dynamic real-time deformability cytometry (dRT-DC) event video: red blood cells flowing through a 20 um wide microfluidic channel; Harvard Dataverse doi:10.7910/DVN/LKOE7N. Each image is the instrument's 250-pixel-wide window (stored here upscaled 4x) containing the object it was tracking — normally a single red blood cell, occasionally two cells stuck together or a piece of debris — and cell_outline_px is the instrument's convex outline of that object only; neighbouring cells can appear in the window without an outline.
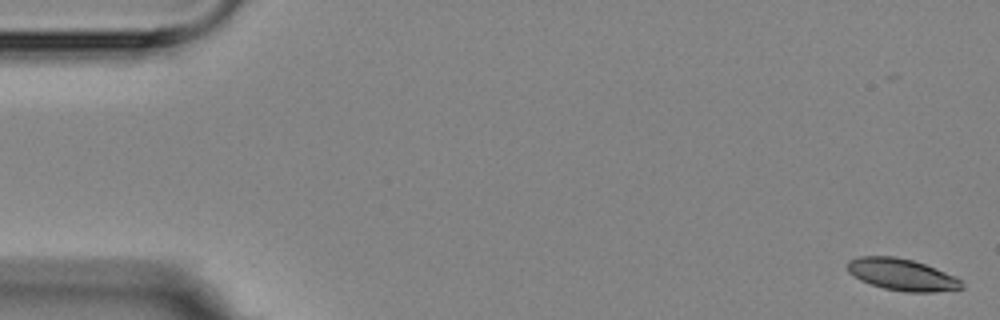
{"species": "Egyptian fruit bat (a non-hibernating species)", "species_latin": "Rousettus aegyptiacus", "temperature_condition": "room temperature", "stored_images_in_passage": 6, "camera_frame_rate_fps": 3000, "um_per_image_px": 0.085, "animal": {"sex": "female"}, "frame": {"image": 1, "passage_image": 1, "time_ms": 0.0, "image_size_px": [1000, 320], "cell_outline_px": [[964, 288], [932, 292], [904, 292], [884, 288], [860, 280], [848, 272], [848, 260], [856, 256], [896, 256], [912, 260], [936, 268], [956, 276], [964, 284]], "centroid_in_image_um": [76.67, 23.33], "position_along_channel_um": 8.3, "area_um2": 21.21}}
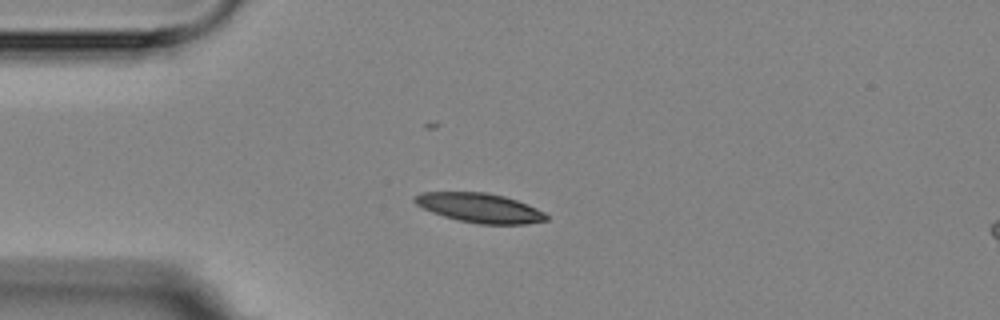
{"frame": {"image": 2, "passage_image": 4, "time_ms": 4.333, "image_size_px": [1000, 320], "cell_outline_px": [[548, 220], [528, 224], [476, 224], [456, 220], [432, 212], [416, 204], [412, 200], [412, 196], [420, 192], [484, 192], [504, 196], [528, 204], [544, 212], [548, 216]], "centroid_in_image_um": [40.76, 17.67], "position_along_channel_um": 44.2, "area_um2": 22.72}}
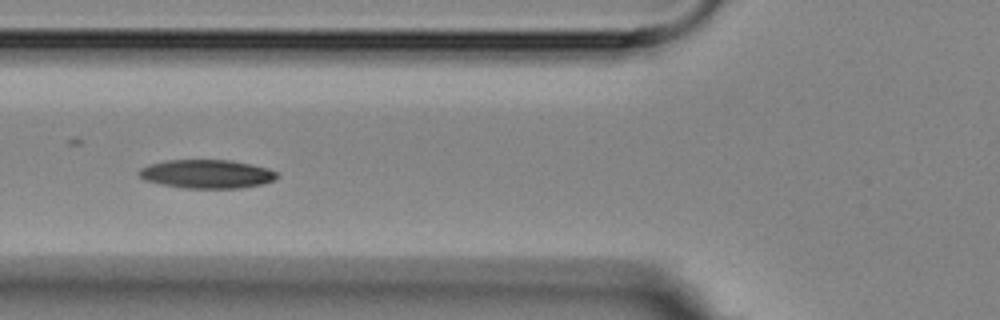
{"frame": {"image": 3, "passage_image": 6, "time_ms": 6.667, "image_size_px": [1000, 320], "cell_outline_px": [[280, 176], [272, 180], [260, 184], [240, 188], [184, 188], [144, 180], [140, 176], [140, 168], [148, 164], [168, 160], [232, 160], [252, 164], [268, 168], [276, 172]], "centroid_in_image_um": [17.59, 14.78], "position_along_channel_um": 108.2, "area_um2": 22.89}}